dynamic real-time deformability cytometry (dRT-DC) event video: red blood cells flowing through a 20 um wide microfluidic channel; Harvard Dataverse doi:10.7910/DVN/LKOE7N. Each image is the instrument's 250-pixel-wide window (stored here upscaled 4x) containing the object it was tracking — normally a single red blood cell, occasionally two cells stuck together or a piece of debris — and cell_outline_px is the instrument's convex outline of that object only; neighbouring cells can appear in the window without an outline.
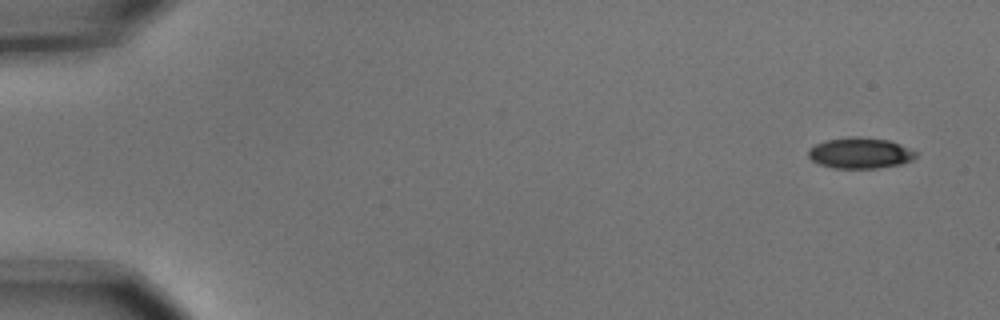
{"species": "common noctule bat (a hibernating species)", "species_latin": "Nyctalus noctula", "temperature_condition": "cold", "stored_images_in_passage": 5, "camera_frame_rate_fps": 3000, "um_per_image_px": 0.085, "animal": {"sex": "male", "body_mass_g": 15.6}, "frame": {"image": 1, "passage_image": 1, "time_ms": 0.0, "image_size_px": [1000, 320], "cell_outline_px": [[920, 152], [912, 160], [900, 164], [876, 168], [832, 168], [820, 164], [812, 160], [808, 156], [808, 148], [824, 140], [848, 136], [856, 136], [888, 140], [900, 144]], "centroid_in_image_um": [73.11, 13.0], "position_along_channel_um": 11.9, "area_um2": 19.54}}